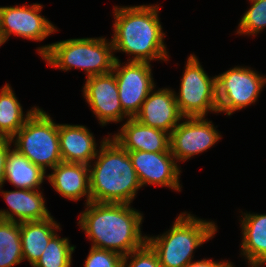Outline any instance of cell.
Returning <instances> with one entry per match:
<instances>
[{"label":"cell","mask_w":266,"mask_h":267,"mask_svg":"<svg viewBox=\"0 0 266 267\" xmlns=\"http://www.w3.org/2000/svg\"><path fill=\"white\" fill-rule=\"evenodd\" d=\"M87 206L78 224L93 240L92 247L126 256L147 243L140 230L143 217L129 204L90 201Z\"/></svg>","instance_id":"1"},{"label":"cell","mask_w":266,"mask_h":267,"mask_svg":"<svg viewBox=\"0 0 266 267\" xmlns=\"http://www.w3.org/2000/svg\"><path fill=\"white\" fill-rule=\"evenodd\" d=\"M114 8V36L111 41L114 51L134 55L131 62L149 63L158 58L167 61L169 57L163 43L157 5Z\"/></svg>","instance_id":"2"},{"label":"cell","mask_w":266,"mask_h":267,"mask_svg":"<svg viewBox=\"0 0 266 267\" xmlns=\"http://www.w3.org/2000/svg\"><path fill=\"white\" fill-rule=\"evenodd\" d=\"M100 148L89 169L91 201L130 204L141 184L128 151L112 138H105Z\"/></svg>","instance_id":"3"},{"label":"cell","mask_w":266,"mask_h":267,"mask_svg":"<svg viewBox=\"0 0 266 267\" xmlns=\"http://www.w3.org/2000/svg\"><path fill=\"white\" fill-rule=\"evenodd\" d=\"M112 42L105 38L69 39L43 46L39 53L49 65L69 70L80 68L87 72V78L112 72L116 57Z\"/></svg>","instance_id":"4"},{"label":"cell","mask_w":266,"mask_h":267,"mask_svg":"<svg viewBox=\"0 0 266 267\" xmlns=\"http://www.w3.org/2000/svg\"><path fill=\"white\" fill-rule=\"evenodd\" d=\"M185 214L179 215L169 232L147 237V243L157 253L161 267H185L192 262L194 249L217 231L213 222Z\"/></svg>","instance_id":"5"},{"label":"cell","mask_w":266,"mask_h":267,"mask_svg":"<svg viewBox=\"0 0 266 267\" xmlns=\"http://www.w3.org/2000/svg\"><path fill=\"white\" fill-rule=\"evenodd\" d=\"M12 140L15 141V149L44 171L46 167L54 168L62 162L58 124L39 108L29 116Z\"/></svg>","instance_id":"6"},{"label":"cell","mask_w":266,"mask_h":267,"mask_svg":"<svg viewBox=\"0 0 266 267\" xmlns=\"http://www.w3.org/2000/svg\"><path fill=\"white\" fill-rule=\"evenodd\" d=\"M175 99L185 118L204 117L209 110L218 112L216 77L209 78L194 55L188 58Z\"/></svg>","instance_id":"7"},{"label":"cell","mask_w":266,"mask_h":267,"mask_svg":"<svg viewBox=\"0 0 266 267\" xmlns=\"http://www.w3.org/2000/svg\"><path fill=\"white\" fill-rule=\"evenodd\" d=\"M266 78L247 68L234 67L216 76L218 112H233L254 103Z\"/></svg>","instance_id":"8"},{"label":"cell","mask_w":266,"mask_h":267,"mask_svg":"<svg viewBox=\"0 0 266 267\" xmlns=\"http://www.w3.org/2000/svg\"><path fill=\"white\" fill-rule=\"evenodd\" d=\"M117 58L112 72H115L118 93L123 112L134 118L140 111L142 103L154 88L151 67L147 62H131L121 66ZM117 71V72H116Z\"/></svg>","instance_id":"9"},{"label":"cell","mask_w":266,"mask_h":267,"mask_svg":"<svg viewBox=\"0 0 266 267\" xmlns=\"http://www.w3.org/2000/svg\"><path fill=\"white\" fill-rule=\"evenodd\" d=\"M170 133V151L177 160L185 161L213 146L220 134L210 121L204 117H187Z\"/></svg>","instance_id":"10"},{"label":"cell","mask_w":266,"mask_h":267,"mask_svg":"<svg viewBox=\"0 0 266 267\" xmlns=\"http://www.w3.org/2000/svg\"><path fill=\"white\" fill-rule=\"evenodd\" d=\"M42 5L0 7V31L5 40L11 34L30 40L42 41L56 28L39 12Z\"/></svg>","instance_id":"11"},{"label":"cell","mask_w":266,"mask_h":267,"mask_svg":"<svg viewBox=\"0 0 266 267\" xmlns=\"http://www.w3.org/2000/svg\"><path fill=\"white\" fill-rule=\"evenodd\" d=\"M83 93L102 126L108 122L121 121L124 116L127 117L119 100L114 72L88 77Z\"/></svg>","instance_id":"12"},{"label":"cell","mask_w":266,"mask_h":267,"mask_svg":"<svg viewBox=\"0 0 266 267\" xmlns=\"http://www.w3.org/2000/svg\"><path fill=\"white\" fill-rule=\"evenodd\" d=\"M141 187L157 184L180 191V170L170 152L128 151Z\"/></svg>","instance_id":"13"},{"label":"cell","mask_w":266,"mask_h":267,"mask_svg":"<svg viewBox=\"0 0 266 267\" xmlns=\"http://www.w3.org/2000/svg\"><path fill=\"white\" fill-rule=\"evenodd\" d=\"M150 91L134 117L144 125L171 133L184 116L180 113L175 93L167 88ZM152 92V93H151ZM170 129V130H169Z\"/></svg>","instance_id":"14"},{"label":"cell","mask_w":266,"mask_h":267,"mask_svg":"<svg viewBox=\"0 0 266 267\" xmlns=\"http://www.w3.org/2000/svg\"><path fill=\"white\" fill-rule=\"evenodd\" d=\"M113 139L127 151L170 152V134L129 118Z\"/></svg>","instance_id":"15"},{"label":"cell","mask_w":266,"mask_h":267,"mask_svg":"<svg viewBox=\"0 0 266 267\" xmlns=\"http://www.w3.org/2000/svg\"><path fill=\"white\" fill-rule=\"evenodd\" d=\"M58 134L62 162L89 165L96 158L94 137L86 127L58 124Z\"/></svg>","instance_id":"16"},{"label":"cell","mask_w":266,"mask_h":267,"mask_svg":"<svg viewBox=\"0 0 266 267\" xmlns=\"http://www.w3.org/2000/svg\"><path fill=\"white\" fill-rule=\"evenodd\" d=\"M88 167L91 165L61 162L52 168L54 172L48 175V180L59 194L70 200L87 195V204L91 201Z\"/></svg>","instance_id":"17"},{"label":"cell","mask_w":266,"mask_h":267,"mask_svg":"<svg viewBox=\"0 0 266 267\" xmlns=\"http://www.w3.org/2000/svg\"><path fill=\"white\" fill-rule=\"evenodd\" d=\"M11 212L0 210V219L12 222L40 221L50 216L41 192L30 189L2 192ZM15 215L19 220H16Z\"/></svg>","instance_id":"18"},{"label":"cell","mask_w":266,"mask_h":267,"mask_svg":"<svg viewBox=\"0 0 266 267\" xmlns=\"http://www.w3.org/2000/svg\"><path fill=\"white\" fill-rule=\"evenodd\" d=\"M55 228L60 229L52 216L40 221L20 222L23 259H27L33 266L42 256L49 240L55 235Z\"/></svg>","instance_id":"19"},{"label":"cell","mask_w":266,"mask_h":267,"mask_svg":"<svg viewBox=\"0 0 266 267\" xmlns=\"http://www.w3.org/2000/svg\"><path fill=\"white\" fill-rule=\"evenodd\" d=\"M242 252L250 266L266 264V215L246 214L243 218Z\"/></svg>","instance_id":"20"},{"label":"cell","mask_w":266,"mask_h":267,"mask_svg":"<svg viewBox=\"0 0 266 267\" xmlns=\"http://www.w3.org/2000/svg\"><path fill=\"white\" fill-rule=\"evenodd\" d=\"M45 171L38 165L33 164L17 149L9 150L5 166L4 182L8 180L19 189H39L42 184Z\"/></svg>","instance_id":"21"},{"label":"cell","mask_w":266,"mask_h":267,"mask_svg":"<svg viewBox=\"0 0 266 267\" xmlns=\"http://www.w3.org/2000/svg\"><path fill=\"white\" fill-rule=\"evenodd\" d=\"M36 109L28 111L26 117H23L19 101L9 84H6L0 93V134L4 138L12 139Z\"/></svg>","instance_id":"22"},{"label":"cell","mask_w":266,"mask_h":267,"mask_svg":"<svg viewBox=\"0 0 266 267\" xmlns=\"http://www.w3.org/2000/svg\"><path fill=\"white\" fill-rule=\"evenodd\" d=\"M22 260L20 223L0 219V267H12Z\"/></svg>","instance_id":"23"},{"label":"cell","mask_w":266,"mask_h":267,"mask_svg":"<svg viewBox=\"0 0 266 267\" xmlns=\"http://www.w3.org/2000/svg\"><path fill=\"white\" fill-rule=\"evenodd\" d=\"M74 249L68 238L61 239L55 234L33 267H70Z\"/></svg>","instance_id":"24"},{"label":"cell","mask_w":266,"mask_h":267,"mask_svg":"<svg viewBox=\"0 0 266 267\" xmlns=\"http://www.w3.org/2000/svg\"><path fill=\"white\" fill-rule=\"evenodd\" d=\"M253 4L239 23V34H257L266 27V0H250Z\"/></svg>","instance_id":"25"},{"label":"cell","mask_w":266,"mask_h":267,"mask_svg":"<svg viewBox=\"0 0 266 267\" xmlns=\"http://www.w3.org/2000/svg\"><path fill=\"white\" fill-rule=\"evenodd\" d=\"M123 256L110 250L91 247L85 267H122Z\"/></svg>","instance_id":"26"},{"label":"cell","mask_w":266,"mask_h":267,"mask_svg":"<svg viewBox=\"0 0 266 267\" xmlns=\"http://www.w3.org/2000/svg\"><path fill=\"white\" fill-rule=\"evenodd\" d=\"M131 255V262L128 265L127 259ZM161 267L157 253L146 243L138 250L132 251L130 254L123 256L122 267Z\"/></svg>","instance_id":"27"},{"label":"cell","mask_w":266,"mask_h":267,"mask_svg":"<svg viewBox=\"0 0 266 267\" xmlns=\"http://www.w3.org/2000/svg\"><path fill=\"white\" fill-rule=\"evenodd\" d=\"M12 139L10 138H4L0 142V188L2 187L4 183V175H5V166H6V160L7 155L10 150V143H12Z\"/></svg>","instance_id":"28"},{"label":"cell","mask_w":266,"mask_h":267,"mask_svg":"<svg viewBox=\"0 0 266 267\" xmlns=\"http://www.w3.org/2000/svg\"><path fill=\"white\" fill-rule=\"evenodd\" d=\"M185 267H233L229 262H213L212 260L203 259L201 261L190 262Z\"/></svg>","instance_id":"29"},{"label":"cell","mask_w":266,"mask_h":267,"mask_svg":"<svg viewBox=\"0 0 266 267\" xmlns=\"http://www.w3.org/2000/svg\"><path fill=\"white\" fill-rule=\"evenodd\" d=\"M4 42H6L2 32L0 31V45L4 44Z\"/></svg>","instance_id":"30"},{"label":"cell","mask_w":266,"mask_h":267,"mask_svg":"<svg viewBox=\"0 0 266 267\" xmlns=\"http://www.w3.org/2000/svg\"><path fill=\"white\" fill-rule=\"evenodd\" d=\"M4 139V137L0 134V142Z\"/></svg>","instance_id":"31"}]
</instances>
